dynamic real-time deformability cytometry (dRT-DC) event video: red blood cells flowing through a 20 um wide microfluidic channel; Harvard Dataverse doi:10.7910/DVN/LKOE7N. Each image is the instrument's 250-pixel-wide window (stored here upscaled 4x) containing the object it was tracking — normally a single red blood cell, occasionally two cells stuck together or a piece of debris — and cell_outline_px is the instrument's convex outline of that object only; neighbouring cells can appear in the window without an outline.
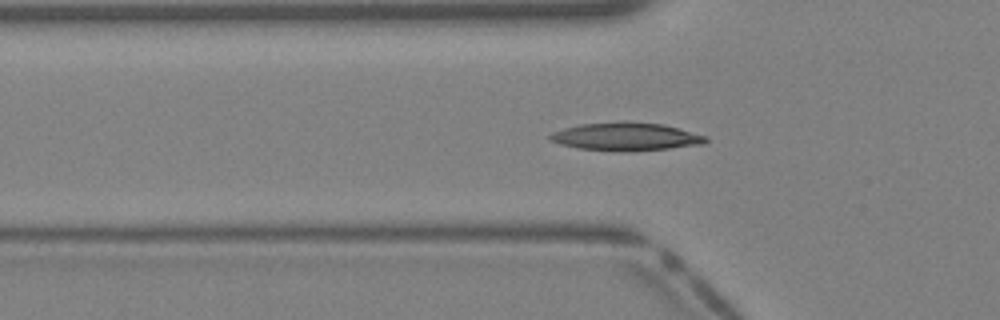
{"species": "Egyptian fruit bat (a non-hibernating species)", "species_latin": "Rousettus aegyptiacus", "temperature_condition": "warm", "stored_images_in_passage": 31, "camera_frame_rate_fps": 3000, "um_per_image_px": 0.085, "animal": {"sex": "female"}, "frame": {"image": 1, "passage_image": 4, "time_ms": 1.0, "image_size_px": [1000, 320], "cell_outline_px": [[708, 140], [704, 144], [668, 148], [628, 152], [580, 148], [560, 144], [548, 140], [548, 136], [552, 132], [564, 128], [580, 124], [620, 120], [628, 120], [664, 124], [708, 136]], "centroid_in_image_um": [53.21, 11.59], "position_along_channel_um": 72.6, "area_um2": 25.89}}
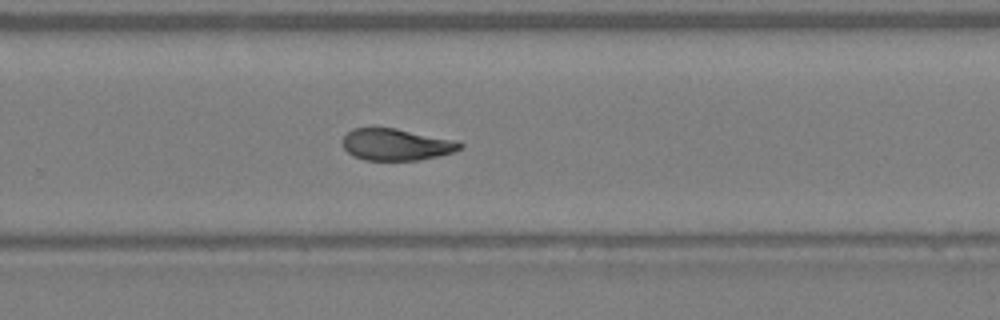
{"frame": {"image": 2, "passage_image": 17, "time_ms": 5.333, "image_size_px": [1000, 320], "cell_outline_px": [[464, 148], [440, 156], [420, 160], [364, 160], [352, 156], [344, 148], [340, 140], [352, 128], [396, 128], [456, 140], [464, 144]], "centroid_in_image_um": [33.68, 12.29], "position_along_channel_um": 296.1, "area_um2": 21.96}}
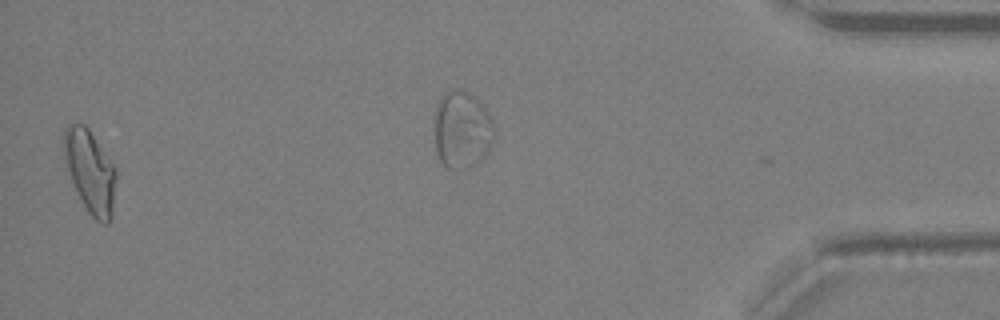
{"frame": {"image": 3, "passage_image": 30, "time_ms": 9.667, "image_size_px": [1000, 320], "cell_outline_px": [[116, 180], [112, 216], [108, 224], [104, 224], [96, 220], [88, 212], [64, 168], [64, 128], [68, 124], [84, 124], [88, 128], [116, 168]], "centroid_in_image_um": [7.65, 14.58], "position_along_channel_um": 427.6, "area_um2": 25.26}}